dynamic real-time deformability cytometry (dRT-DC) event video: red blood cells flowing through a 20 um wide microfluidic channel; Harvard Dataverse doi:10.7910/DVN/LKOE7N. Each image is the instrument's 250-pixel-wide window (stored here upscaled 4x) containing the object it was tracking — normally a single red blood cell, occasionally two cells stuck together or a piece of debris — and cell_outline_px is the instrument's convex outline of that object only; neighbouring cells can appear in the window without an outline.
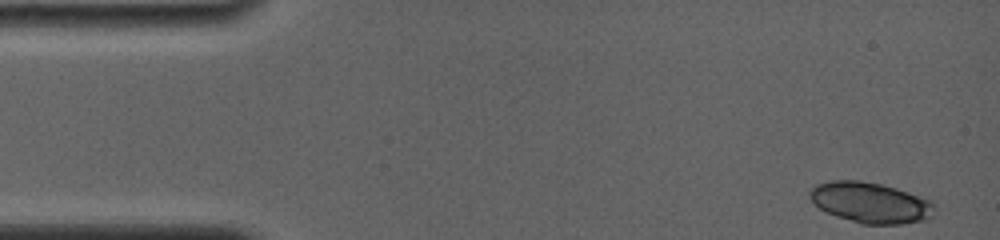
{"species": "common noctule bat (a hibernating species)", "species_latin": "Nyctalus noctula", "temperature_condition": "room temperature", "stored_images_in_passage": 5, "camera_frame_rate_fps": 4000, "um_per_image_px": 0.085, "animal": {"sex": "female", "body_mass_g": 19.0, "forearm_length_mm": 56.7}, "frame": {"image": 1, "passage_image": 1, "time_ms": 0.0, "image_size_px": [1000, 240], "cell_outline_px": [[936, 204], [932, 216], [928, 220], [904, 224], [860, 224], [824, 212], [808, 196], [808, 192], [816, 184], [832, 180], [860, 180], [880, 184], [896, 188], [932, 200]], "centroid_in_image_um": [74.01, 17.23], "position_along_channel_um": 11.0, "area_um2": 29.94}}
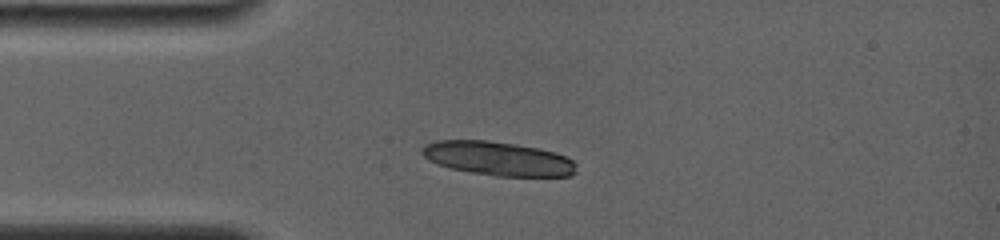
{"frame": {"image": 2, "passage_image": 5, "time_ms": 3.25, "image_size_px": [1000, 240], "cell_outline_px": [[576, 172], [572, 176], [496, 176], [472, 172], [452, 168], [440, 164], [424, 156], [420, 152], [420, 148], [424, 144], [436, 140], [488, 140], [516, 144], [556, 152], [572, 160], [576, 164]], "centroid_in_image_um": [42.35, 13.47], "position_along_channel_um": 42.7, "area_um2": 30.4}}